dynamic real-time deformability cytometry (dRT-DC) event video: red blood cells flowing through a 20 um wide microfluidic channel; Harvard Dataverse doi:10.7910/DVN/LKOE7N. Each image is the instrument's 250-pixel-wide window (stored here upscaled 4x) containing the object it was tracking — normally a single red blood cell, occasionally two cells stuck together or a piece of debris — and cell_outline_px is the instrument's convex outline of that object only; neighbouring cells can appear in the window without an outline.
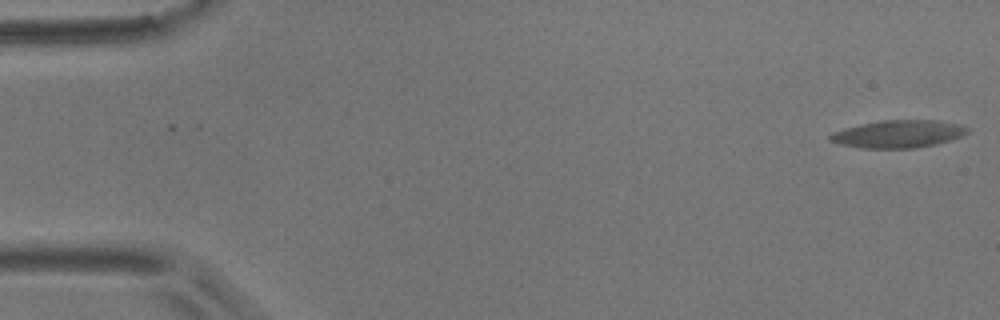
{"species": "common noctule bat (a hibernating species)", "species_latin": "Nyctalus noctula", "temperature_condition": "room temperature", "stored_images_in_passage": 2, "camera_frame_rate_fps": 3000, "um_per_image_px": 0.085, "animal": {"sex": "male", "body_mass_g": 17.9}, "frame": {"image": 1, "passage_image": 2, "time_ms": 0.333, "image_size_px": [1000, 320], "cell_outline_px": [[968, 132], [960, 136], [936, 144], [916, 148], [860, 148], [840, 144], [828, 140], [828, 136], [832, 132], [844, 128], [860, 124], [880, 120], [940, 120], [960, 124], [968, 128]], "centroid_in_image_um": [76.32, 11.38], "position_along_channel_um": 8.7, "area_um2": 22.14}}